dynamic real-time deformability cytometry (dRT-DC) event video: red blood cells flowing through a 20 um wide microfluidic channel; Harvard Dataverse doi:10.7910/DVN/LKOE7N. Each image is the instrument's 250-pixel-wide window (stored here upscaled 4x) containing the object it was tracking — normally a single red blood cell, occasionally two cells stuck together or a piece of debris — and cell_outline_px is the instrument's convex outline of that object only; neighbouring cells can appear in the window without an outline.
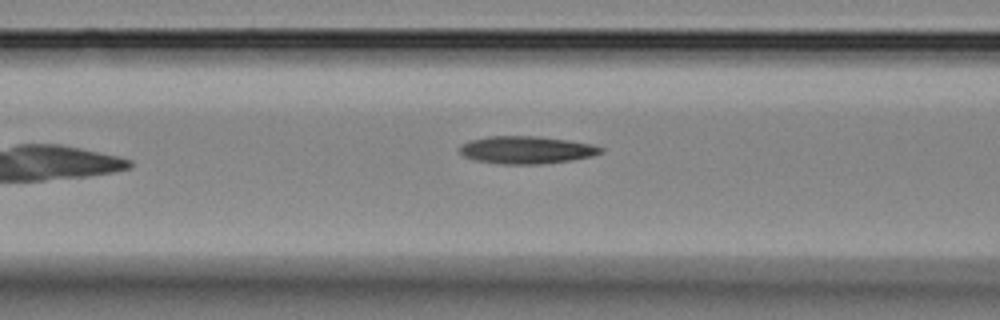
{"species": "Egyptian fruit bat (a non-hibernating species)", "species_latin": "Rousettus aegyptiacus", "temperature_condition": "room temperature", "stored_images_in_passage": 9, "camera_frame_rate_fps": 3000, "um_per_image_px": 0.085, "animal": {"sex": "female"}, "frame": {"image": 1, "passage_image": 8, "time_ms": 8.0, "image_size_px": [1000, 320], "cell_outline_px": [[604, 152], [592, 156], [572, 160], [540, 164], [496, 164], [476, 160], [464, 156], [460, 152], [460, 144], [472, 140], [488, 136], [536, 136], [568, 140], [592, 144], [604, 148]], "centroid_in_image_um": [44.76, 12.74], "position_along_channel_um": 121.8, "area_um2": 22.72}}
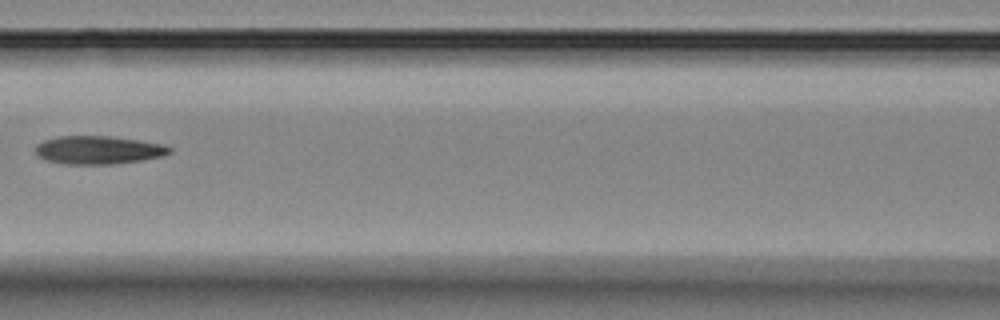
{"frame": {"image": 2, "passage_image": 9, "time_ms": 9.0, "image_size_px": [1000, 320], "cell_outline_px": [[172, 152], [164, 156], [140, 160], [112, 164], [64, 164], [44, 160], [36, 152], [36, 144], [44, 140], [56, 136], [112, 136], [140, 140], [164, 144], [172, 148]], "centroid_in_image_um": [8.38, 12.74], "position_along_channel_um": 158.2, "area_um2": 22.2}}